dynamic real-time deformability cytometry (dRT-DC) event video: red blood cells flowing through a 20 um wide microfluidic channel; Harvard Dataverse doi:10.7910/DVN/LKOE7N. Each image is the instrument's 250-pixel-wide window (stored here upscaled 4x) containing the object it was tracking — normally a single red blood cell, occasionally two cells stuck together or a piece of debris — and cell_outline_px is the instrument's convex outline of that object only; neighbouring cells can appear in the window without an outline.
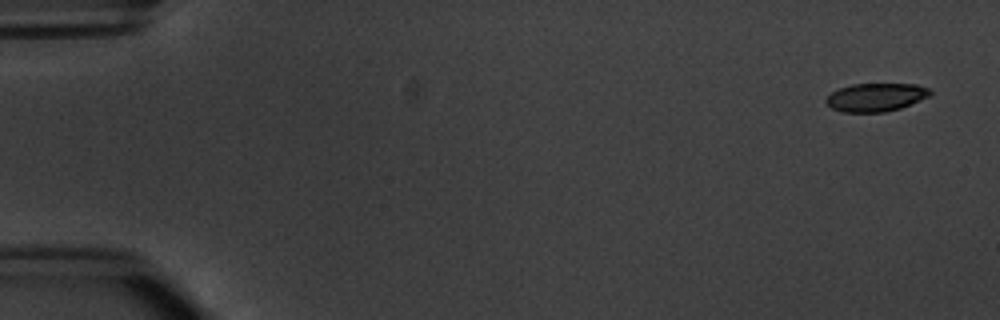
{"species": "common noctule bat (a hibernating species)", "species_latin": "Nyctalus noctula", "temperature_condition": "warm", "stored_images_in_passage": 6, "camera_frame_rate_fps": 3000, "um_per_image_px": 0.085, "animal": {"sex": "male", "body_mass_g": 20.1, "forearm_length_mm": 53.5}, "frame": {"image": 1, "passage_image": 1, "time_ms": 0.0, "image_size_px": [1000, 320], "cell_outline_px": [[932, 92], [928, 96], [900, 108], [884, 112], [840, 112], [832, 108], [824, 100], [832, 92], [840, 88], [852, 84], [916, 84], [928, 88]], "centroid_in_image_um": [74.42, 8.26], "position_along_channel_um": 10.6, "area_um2": 16.94}}